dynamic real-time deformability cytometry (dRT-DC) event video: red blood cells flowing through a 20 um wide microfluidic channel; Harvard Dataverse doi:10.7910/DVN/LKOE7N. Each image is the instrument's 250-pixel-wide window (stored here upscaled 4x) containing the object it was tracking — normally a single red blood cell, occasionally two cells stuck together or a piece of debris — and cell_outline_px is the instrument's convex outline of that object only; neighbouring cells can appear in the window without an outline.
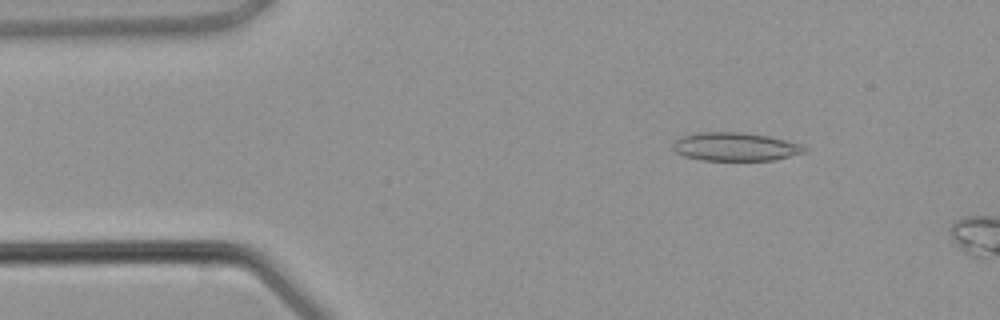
{"species": "common noctule bat (a hibernating species)", "species_latin": "Nyctalus noctula", "temperature_condition": "warm", "stored_images_in_passage": 3, "camera_frame_rate_fps": 3000, "um_per_image_px": 0.085, "animal": {"sex": "male", "body_mass_g": 21.5, "forearm_length_mm": 52.0}, "frame": {"image": 1, "passage_image": 2, "time_ms": 1.667, "image_size_px": [1000, 320], "cell_outline_px": [[804, 152], [772, 160], [700, 160], [684, 156], [676, 152], [672, 148], [672, 144], [680, 136], [696, 132], [740, 132], [768, 136], [800, 144], [804, 148]], "centroid_in_image_um": [62.4, 12.46], "position_along_channel_um": 22.6, "area_um2": 21.56}}